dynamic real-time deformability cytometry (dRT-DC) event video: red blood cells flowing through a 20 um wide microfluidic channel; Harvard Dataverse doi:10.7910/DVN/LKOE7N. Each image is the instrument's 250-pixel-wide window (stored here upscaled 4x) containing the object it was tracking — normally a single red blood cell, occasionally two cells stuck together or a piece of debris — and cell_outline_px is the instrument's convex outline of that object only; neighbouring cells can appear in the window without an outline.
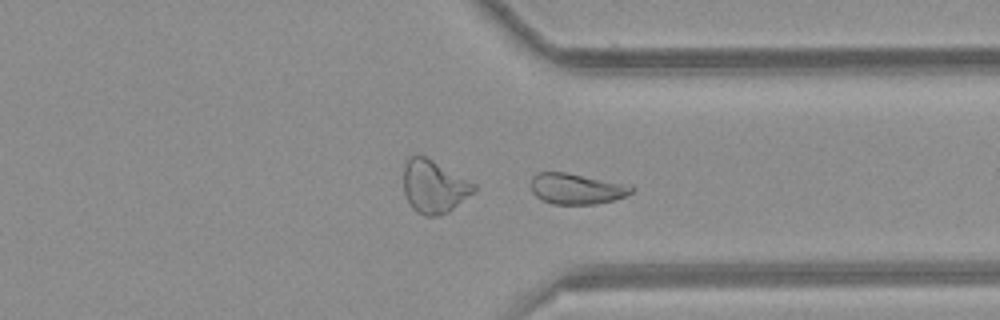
{"species": "common noctule bat (a hibernating species)", "species_latin": "Nyctalus noctula", "temperature_condition": "room temperature", "stored_images_in_passage": 37, "camera_frame_rate_fps": 3000, "um_per_image_px": 0.085, "animal": {"sex": "female", "body_mass_g": 21.9}, "frame": {"image": 1, "passage_image": 32, "time_ms": 10.333, "image_size_px": [1000, 320], "cell_outline_px": [[636, 188], [632, 192], [616, 200], [596, 204], [552, 204], [536, 196], [532, 192], [532, 176], [536, 172], [564, 172], [632, 184]], "centroid_in_image_um": [49.06, 16.04], "position_along_channel_um": 362.3, "area_um2": 18.26}, "authors_computed_cell_mechanics": {"area_um2": 18.4382, "velocity_mm_per_s": 3.9466, "shape_relaxation_time_tau1_ms": null, "shape_relaxation_time_tau2_ms": 7.1507, "deformation_change_tau1": null, "deformation_change_tau2": 0.128}}